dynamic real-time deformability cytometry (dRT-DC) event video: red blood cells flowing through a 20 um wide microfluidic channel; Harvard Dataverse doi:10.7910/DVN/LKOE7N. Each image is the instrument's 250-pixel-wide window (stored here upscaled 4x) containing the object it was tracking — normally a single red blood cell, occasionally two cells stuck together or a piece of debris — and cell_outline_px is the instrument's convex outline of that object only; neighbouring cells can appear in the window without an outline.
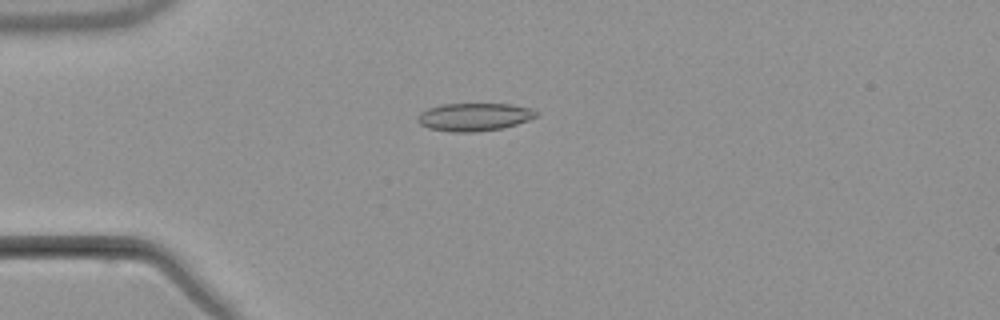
{"species": "common noctule bat (a hibernating species)", "species_latin": "Nyctalus noctula", "temperature_condition": "warm", "stored_images_in_passage": 3, "camera_frame_rate_fps": 3000, "um_per_image_px": 0.085, "animal": {"sex": "male", "body_mass_g": 21.5, "forearm_length_mm": 52.0}, "frame": {"image": 1, "passage_image": 3, "time_ms": 2.333, "image_size_px": [1000, 320], "cell_outline_px": [[536, 116], [528, 120], [516, 124], [500, 128], [476, 132], [452, 132], [428, 128], [420, 124], [416, 120], [416, 116], [420, 112], [428, 108], [440, 104], [512, 104], [532, 108], [536, 112]], "centroid_in_image_um": [40.25, 9.93], "position_along_channel_um": 44.7, "area_um2": 19.31}}